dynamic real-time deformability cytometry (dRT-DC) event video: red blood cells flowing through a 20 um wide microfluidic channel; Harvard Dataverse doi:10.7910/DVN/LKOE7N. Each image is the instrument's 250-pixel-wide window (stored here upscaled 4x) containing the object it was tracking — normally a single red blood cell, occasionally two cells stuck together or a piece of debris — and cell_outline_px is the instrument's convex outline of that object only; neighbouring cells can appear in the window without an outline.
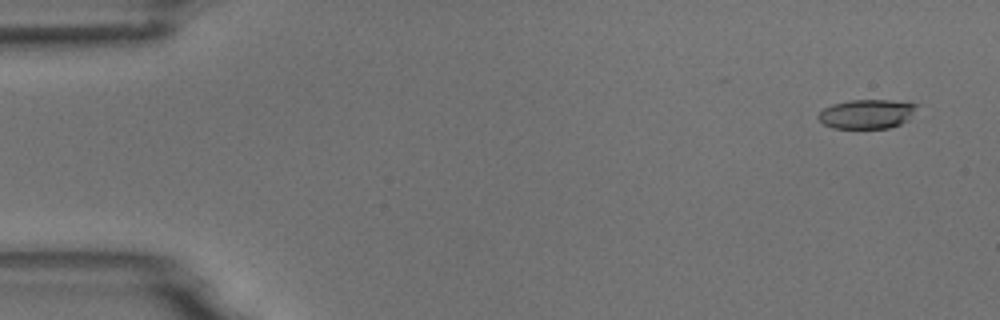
{"species": "common noctule bat (a hibernating species)", "species_latin": "Nyctalus noctula", "temperature_condition": "room temperature", "stored_images_in_passage": 54, "camera_frame_rate_fps": 3000, "um_per_image_px": 0.085, "animal": {"sex": "male", "body_mass_g": 18.8}, "frame": {"image": 1, "passage_image": 3, "time_ms": 0.667, "image_size_px": [1000, 320], "cell_outline_px": [[920, 104], [908, 120], [900, 124], [888, 128], [832, 128], [824, 124], [816, 116], [824, 108], [832, 104], [848, 100], [892, 100]], "centroid_in_image_um": [73.69, 9.68], "position_along_channel_um": 11.3, "area_um2": 16.88}}
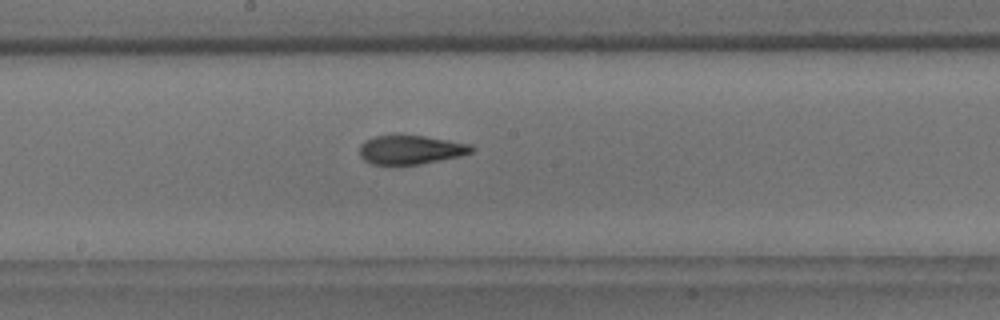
{"frame": {"image": 2, "passage_image": 29, "time_ms": 9.333, "image_size_px": [1000, 320], "cell_outline_px": [[476, 148], [472, 152], [460, 156], [420, 164], [372, 164], [364, 160], [360, 156], [360, 144], [364, 140], [376, 136], [396, 132], [400, 132], [472, 144]], "centroid_in_image_um": [34.89, 12.68], "position_along_channel_um": 213.3, "area_um2": 19.48}}
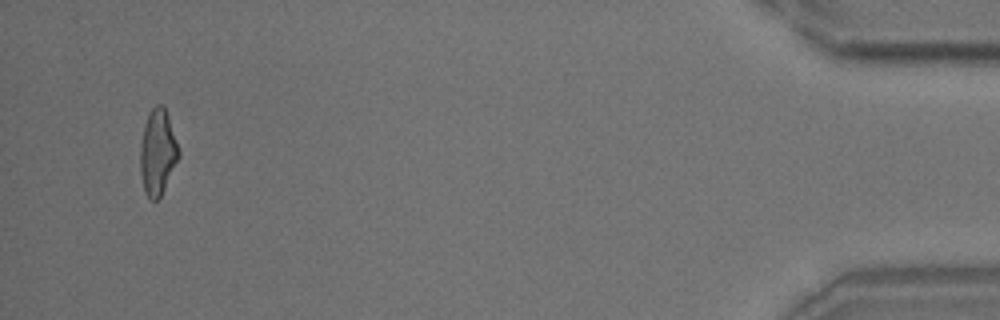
{"frame": {"image": 3, "passage_image": 52, "time_ms": 17.0, "image_size_px": [1000, 320], "cell_outline_px": [[180, 156], [160, 196], [156, 200], [152, 200], [144, 192], [140, 172], [140, 148], [144, 124], [152, 108], [156, 104], [164, 104], [180, 152]], "centroid_in_image_um": [13.39, 12.92], "position_along_channel_um": 421.8, "area_um2": 19.02}, "authors_computed_cell_mechanics": {"area_um2": 19.2474, "velocity_mm_per_s": 3.7586, "shape_relaxation_time_tau1_ms": 7.4246, "shape_relaxation_time_tau2_ms": 1.8586, "deformation_change_tau1": 0.2174, "deformation_change_tau2": 0.099}}